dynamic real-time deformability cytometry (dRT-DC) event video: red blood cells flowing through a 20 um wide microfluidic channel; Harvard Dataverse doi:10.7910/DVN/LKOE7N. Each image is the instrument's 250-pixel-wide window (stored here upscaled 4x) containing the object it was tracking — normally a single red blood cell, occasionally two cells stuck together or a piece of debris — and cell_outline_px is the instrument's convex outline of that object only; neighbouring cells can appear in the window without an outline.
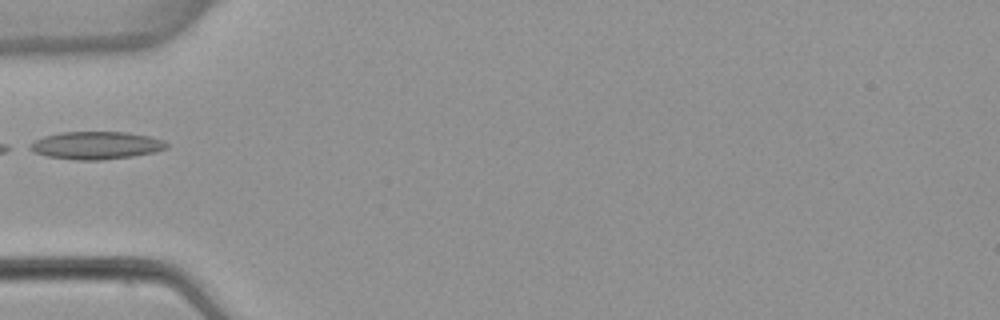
{"species": "common noctule bat (a hibernating species)", "species_latin": "Nyctalus noctula", "temperature_condition": "warm", "stored_images_in_passage": 5, "camera_frame_rate_fps": 3000, "um_per_image_px": 0.085, "animal": {"sex": "female", "body_mass_g": 22.7, "forearm_length_mm": 54.2}, "frame": {"image": 1, "passage_image": 4, "time_ms": 4.667, "image_size_px": [1000, 320], "cell_outline_px": [[168, 148], [156, 152], [132, 156], [100, 160], [80, 160], [48, 156], [32, 152], [24, 148], [28, 144], [44, 136], [60, 132], [128, 132], [148, 136], [164, 140], [168, 144]], "centroid_in_image_um": [8.14, 12.35], "position_along_channel_um": 76.9, "area_um2": 22.2}}
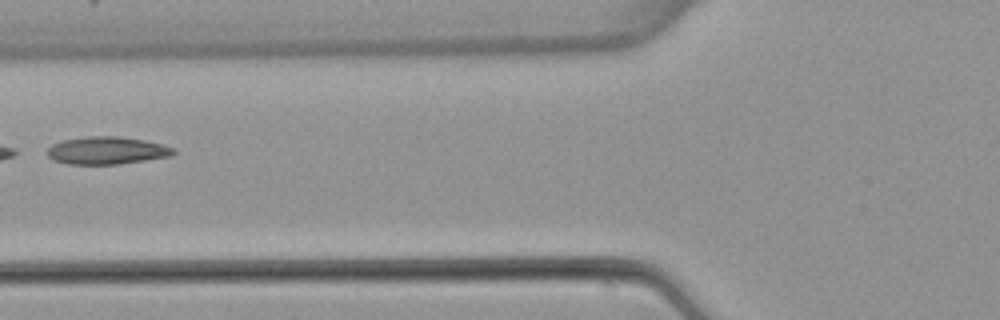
{"frame": {"image": 2, "passage_image": 5, "time_ms": 5.667, "image_size_px": [1000, 320], "cell_outline_px": [[176, 152], [172, 156], [120, 164], [68, 164], [52, 160], [48, 156], [48, 148], [52, 144], [64, 140], [84, 136], [116, 136], [144, 140], [164, 144], [172, 148]], "centroid_in_image_um": [9.08, 12.79], "position_along_channel_um": 116.7, "area_um2": 20.35}}